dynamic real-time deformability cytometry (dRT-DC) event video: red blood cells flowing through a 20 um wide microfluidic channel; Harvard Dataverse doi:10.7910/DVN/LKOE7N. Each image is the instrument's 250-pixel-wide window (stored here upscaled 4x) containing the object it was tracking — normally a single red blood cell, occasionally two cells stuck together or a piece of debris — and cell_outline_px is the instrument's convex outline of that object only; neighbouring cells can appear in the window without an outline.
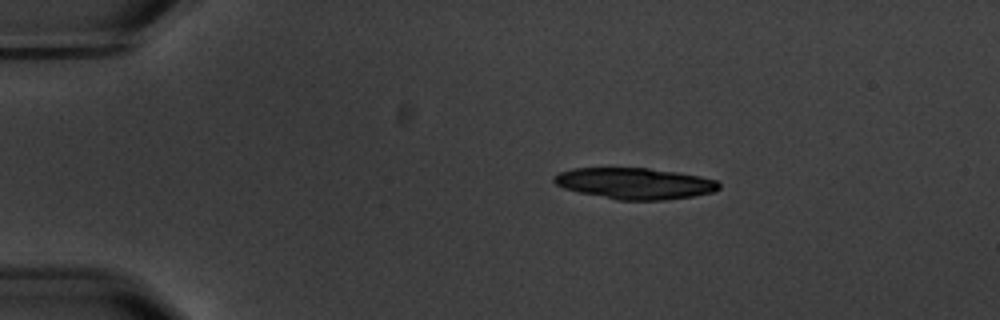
{"species": "common noctule bat (a hibernating species)", "species_latin": "Nyctalus noctula", "temperature_condition": "warm", "stored_images_in_passage": 4, "camera_frame_rate_fps": 3000, "um_per_image_px": 0.085, "animal": {"sex": "male", "body_mass_g": 20.1, "forearm_length_mm": 53.5}, "frame": {"image": 1, "passage_image": 1, "time_ms": 0.0, "image_size_px": [1000, 320], "cell_outline_px": [[720, 188], [712, 192], [692, 196], [664, 200], [616, 200], [580, 192], [564, 188], [556, 184], [552, 180], [552, 176], [560, 172], [572, 168], [648, 168], [676, 172], [700, 176], [716, 180], [720, 184]], "centroid_in_image_um": [53.94, 15.59], "position_along_channel_um": 31.1, "area_um2": 29.94}}